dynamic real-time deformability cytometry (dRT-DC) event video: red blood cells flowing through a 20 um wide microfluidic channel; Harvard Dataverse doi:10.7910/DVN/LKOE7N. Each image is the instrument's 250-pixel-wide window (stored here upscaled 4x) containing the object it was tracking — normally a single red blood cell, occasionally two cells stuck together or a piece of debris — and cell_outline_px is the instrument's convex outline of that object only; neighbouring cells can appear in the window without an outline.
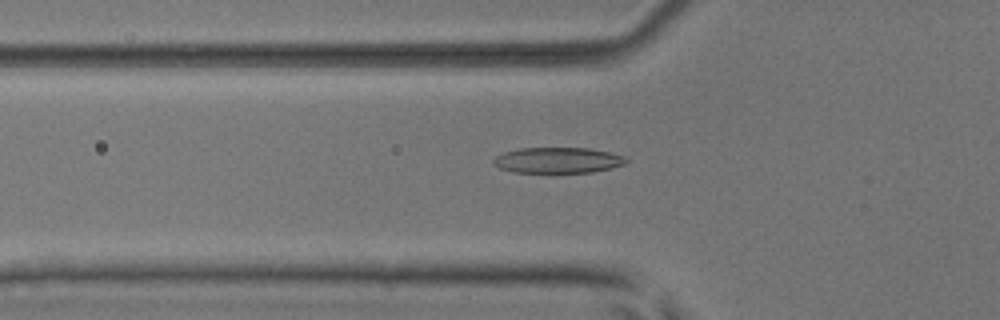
{"species": "common noctule bat (a hibernating species)", "species_latin": "Nyctalus noctula", "temperature_condition": "room temperature", "stored_images_in_passage": 49, "camera_frame_rate_fps": 3000, "um_per_image_px": 0.085, "animal": {"sex": "male", "body_mass_g": 17.9, "forearm_length_mm": 54.2}, "frame": {"image": 1, "passage_image": 16, "time_ms": 5.0, "image_size_px": [1000, 320], "cell_outline_px": [[628, 160], [624, 164], [612, 168], [592, 172], [512, 172], [500, 168], [492, 164], [492, 160], [496, 156], [504, 152], [520, 148], [588, 148], [608, 152], [624, 156]], "centroid_in_image_um": [47.39, 13.62], "position_along_channel_um": 78.4, "area_um2": 19.83}}
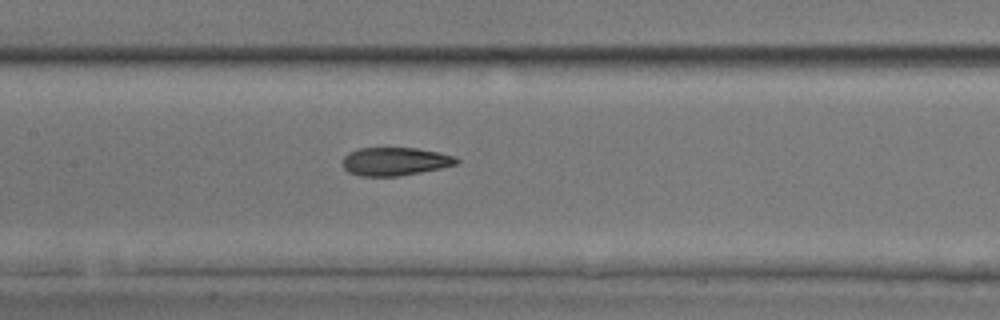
{"frame": {"image": 2, "passage_image": 23, "time_ms": 7.333, "image_size_px": [1000, 320], "cell_outline_px": [[460, 160], [456, 164], [440, 168], [400, 176], [360, 176], [348, 172], [344, 168], [344, 156], [348, 152], [356, 148], [416, 148], [440, 152], [456, 156]], "centroid_in_image_um": [33.58, 13.71], "position_along_channel_um": 173.8, "area_um2": 18.79}}
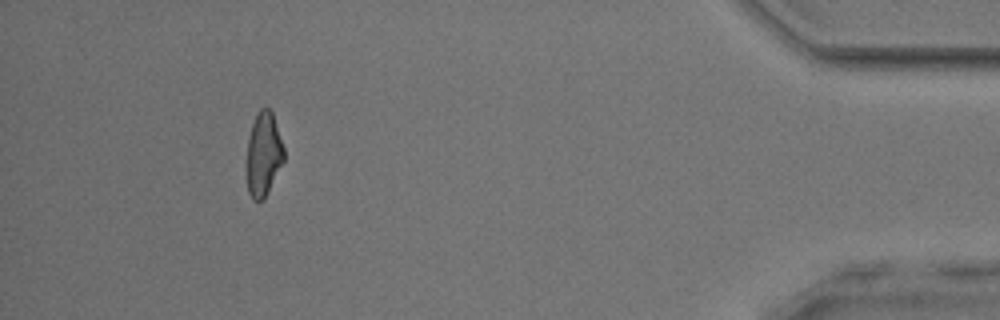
{"frame": {"image": 3, "passage_image": 45, "time_ms": 14.667, "image_size_px": [1000, 320], "cell_outline_px": [[284, 160], [264, 200], [252, 200], [248, 192], [244, 164], [248, 136], [252, 124], [260, 108], [268, 108], [272, 112], [284, 148]], "centroid_in_image_um": [22.35, 13.15], "position_along_channel_um": 412.9, "area_um2": 18.67}, "authors_computed_cell_mechanics": {"area_um2": 19.2474, "velocity_mm_per_s": 4.0712, "shape_relaxation_time_tau1_ms": null, "shape_relaxation_time_tau2_ms": 1.6371, "deformation_change_tau1": null, "deformation_change_tau2": 0.0938}}